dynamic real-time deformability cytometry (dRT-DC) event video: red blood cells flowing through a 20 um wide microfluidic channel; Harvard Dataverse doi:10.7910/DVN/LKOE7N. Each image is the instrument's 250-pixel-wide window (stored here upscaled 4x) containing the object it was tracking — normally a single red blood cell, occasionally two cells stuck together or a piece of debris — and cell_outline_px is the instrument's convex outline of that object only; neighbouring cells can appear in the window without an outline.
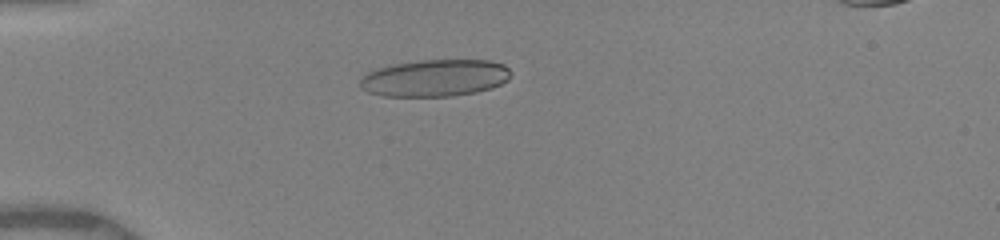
{"species": "human", "species_latin": "Homo sapiens", "temperature_condition": "warm", "stored_images_in_passage": 30, "camera_frame_rate_fps": 3000, "um_per_image_px": 0.085, "donor": {"sex": "female"}, "frame": {"image": 1, "passage_image": 14, "time_ms": 4.667, "image_size_px": [1000, 240], "cell_outline_px": [[512, 72], [508, 80], [492, 88], [476, 92], [452, 96], [380, 96], [368, 92], [360, 88], [360, 76], [368, 72], [392, 64], [420, 60], [488, 60], [504, 64]], "centroid_in_image_um": [36.96, 6.63], "position_along_channel_um": 48.0, "area_um2": 32.71}}
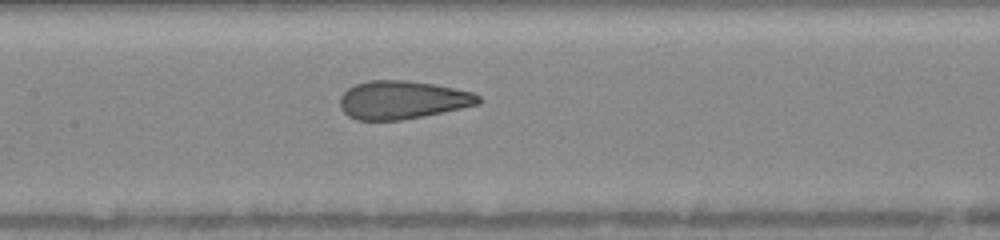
{"frame": {"image": 2, "passage_image": 23, "time_ms": 8.333, "image_size_px": [1000, 240], "cell_outline_px": [[480, 104], [400, 120], [356, 120], [348, 116], [340, 108], [340, 96], [348, 88], [356, 84], [368, 80], [404, 80], [432, 84], [472, 92], [480, 96]], "centroid_in_image_um": [34.15, 8.49], "position_along_channel_um": 173.2, "area_um2": 30.52}}
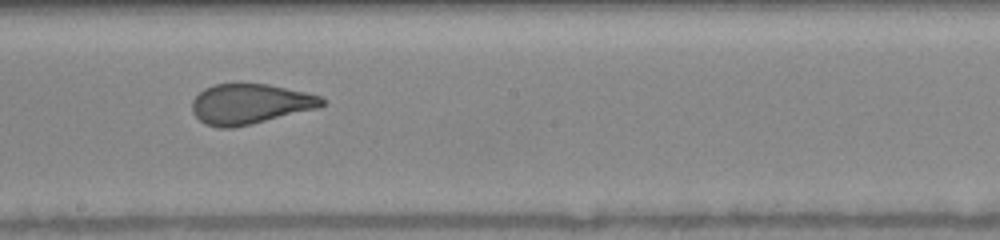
{"frame": {"image": 3, "passage_image": 26, "time_ms": 9.667, "image_size_px": [1000, 240], "cell_outline_px": [[324, 104], [316, 108], [252, 124], [232, 128], [220, 128], [204, 124], [192, 112], [192, 100], [204, 88], [216, 84], [268, 84], [304, 92], [320, 96], [324, 100]], "centroid_in_image_um": [21.2, 8.84], "position_along_channel_um": 227.0, "area_um2": 30.11}}